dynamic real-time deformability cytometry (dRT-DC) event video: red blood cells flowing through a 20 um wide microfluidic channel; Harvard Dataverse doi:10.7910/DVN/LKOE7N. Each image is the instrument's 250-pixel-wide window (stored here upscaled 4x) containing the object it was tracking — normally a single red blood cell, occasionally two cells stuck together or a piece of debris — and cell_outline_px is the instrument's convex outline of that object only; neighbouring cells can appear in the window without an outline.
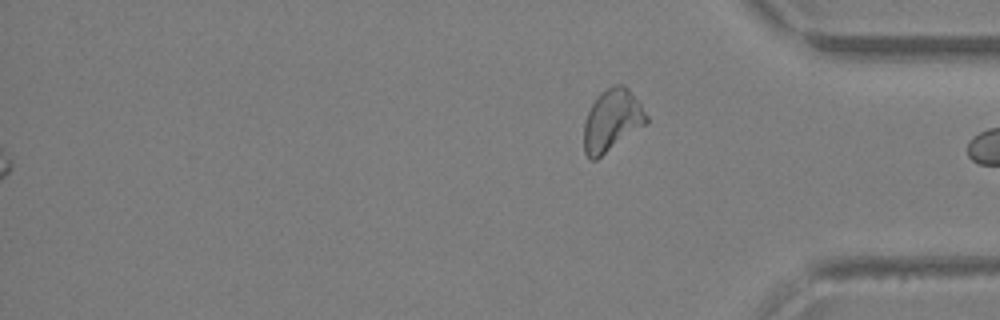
{"species": "Egyptian fruit bat (a non-hibernating species)", "species_latin": "Rousettus aegyptiacus", "temperature_condition": "warm", "stored_images_in_passage": 32, "segment_of_instrument_passage": [2, 2], "camera_frame_rate_fps": 3000, "um_per_image_px": 0.085, "animal": {"sex": "female"}, "frame": {"image": 1, "passage_image": 32, "time_ms": 10.333, "image_size_px": [1000, 320], "cell_outline_px": [[648, 124], [596, 160], [588, 160], [584, 152], [584, 124], [588, 112], [592, 104], [600, 92], [612, 84], [624, 84], [628, 88], [640, 104], [648, 116]], "centroid_in_image_um": [52.02, 10.25], "position_along_channel_um": 383.2, "area_um2": 22.83}}